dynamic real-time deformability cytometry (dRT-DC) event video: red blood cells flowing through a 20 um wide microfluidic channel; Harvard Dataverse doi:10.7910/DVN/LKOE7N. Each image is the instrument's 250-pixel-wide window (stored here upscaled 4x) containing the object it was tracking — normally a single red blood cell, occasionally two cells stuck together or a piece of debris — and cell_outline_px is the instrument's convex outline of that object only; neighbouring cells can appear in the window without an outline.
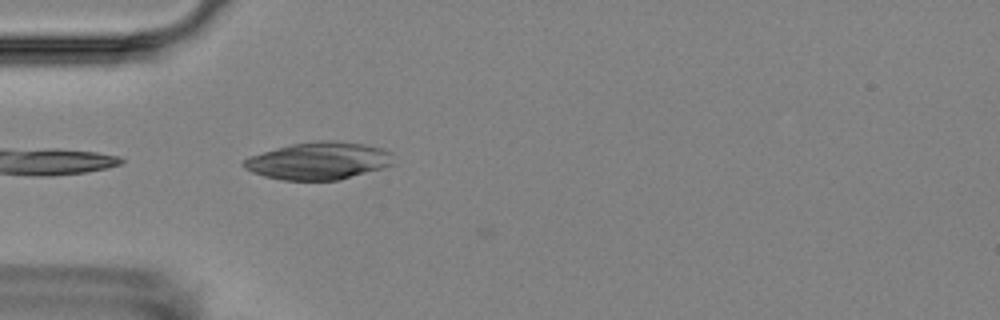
{"species": "Egyptian fruit bat (a non-hibernating species)", "species_latin": "Rousettus aegyptiacus", "temperature_condition": "room temperature", "stored_images_in_passage": 4, "camera_frame_rate_fps": 3000, "um_per_image_px": 0.085, "animal": {"sex": "female"}, "frame": {"image": 1, "passage_image": 4, "time_ms": 3.333, "image_size_px": [1000, 320], "cell_outline_px": [[392, 164], [384, 168], [340, 180], [284, 180], [264, 176], [252, 172], [244, 168], [240, 164], [248, 156], [276, 148], [292, 144], [320, 140], [336, 140], [364, 144], [384, 148], [392, 152]], "centroid_in_image_um": [27.1, 13.67], "position_along_channel_um": 57.9, "area_um2": 32.89}}